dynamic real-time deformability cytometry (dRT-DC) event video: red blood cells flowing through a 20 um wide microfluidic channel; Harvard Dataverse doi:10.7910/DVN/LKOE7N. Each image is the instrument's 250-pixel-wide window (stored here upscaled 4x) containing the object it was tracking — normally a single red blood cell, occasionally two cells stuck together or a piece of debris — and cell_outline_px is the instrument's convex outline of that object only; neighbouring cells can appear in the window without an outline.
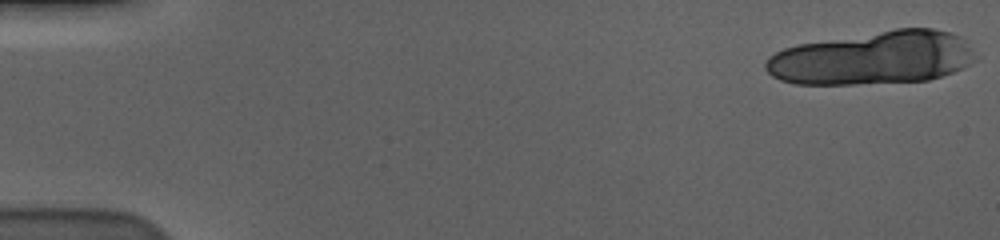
{"species": "human", "species_latin": "Homo sapiens", "temperature_condition": "cold", "stored_images_in_passage": 23, "camera_frame_rate_fps": 3000, "um_per_image_px": 0.085, "donor": {"sex": "male"}, "frame": {"image": 1, "passage_image": 1, "time_ms": 0.0, "image_size_px": [1000, 240], "cell_outline_px": [[980, 60], [952, 72], [928, 80], [852, 84], [796, 84], [780, 80], [772, 76], [764, 68], [764, 64], [768, 56], [784, 48], [800, 44], [896, 28], [932, 28], [952, 32], [960, 36], [980, 56]], "centroid_in_image_um": [74.24, 4.92], "position_along_channel_um": 10.8, "area_um2": 65.43}}
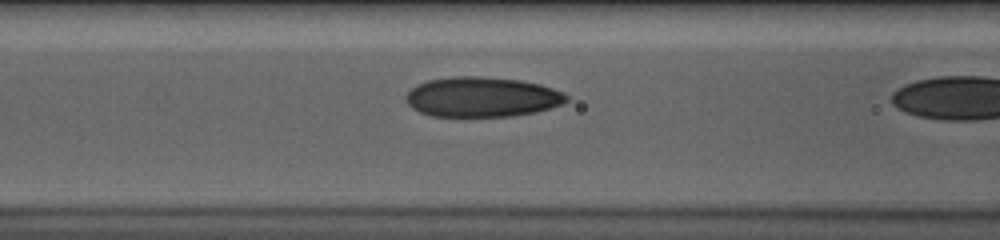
{"frame": {"image": 2, "passage_image": 22, "time_ms": 7.0, "image_size_px": [1000, 240], "cell_outline_px": [[568, 100], [564, 104], [536, 112], [512, 116], [432, 116], [420, 112], [412, 108], [404, 100], [404, 96], [416, 84], [428, 80], [452, 76], [480, 76], [520, 80], [540, 84], [552, 88], [568, 96]], "centroid_in_image_um": [40.94, 8.24], "position_along_channel_um": 125.7, "area_um2": 37.57}}